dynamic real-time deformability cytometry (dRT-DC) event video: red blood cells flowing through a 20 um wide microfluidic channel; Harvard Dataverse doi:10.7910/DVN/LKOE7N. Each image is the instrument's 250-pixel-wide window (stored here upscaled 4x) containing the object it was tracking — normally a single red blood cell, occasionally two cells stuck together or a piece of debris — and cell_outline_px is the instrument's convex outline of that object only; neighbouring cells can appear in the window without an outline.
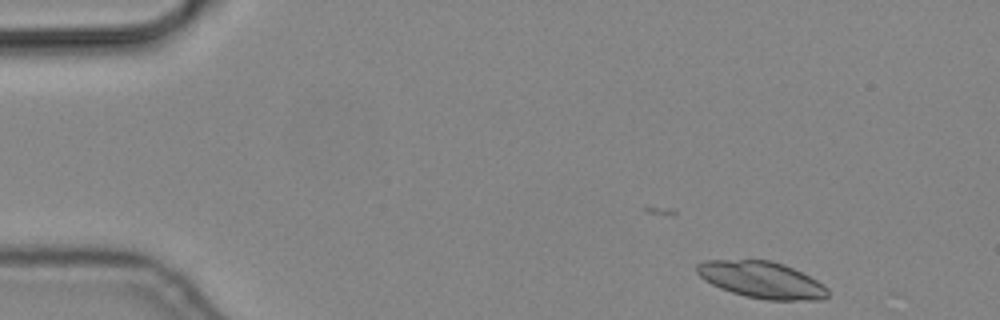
{"species": "common noctule bat (a hibernating species)", "species_latin": "Nyctalus noctula", "temperature_condition": "cold", "stored_images_in_passage": 5, "camera_frame_rate_fps": 3000, "um_per_image_px": 0.085, "animal": {"sex": "male", "body_mass_g": 19.2, "forearm_length_mm": 51.8}, "frame": {"image": 1, "passage_image": 1, "time_ms": 0.0, "image_size_px": [1000, 320], "cell_outline_px": [[828, 296], [820, 300], [768, 300], [744, 296], [720, 288], [704, 280], [696, 272], [696, 264], [704, 260], [772, 260], [784, 264], [816, 280], [828, 288]], "centroid_in_image_um": [64.72, 23.78], "position_along_channel_um": 20.3, "area_um2": 27.92}}
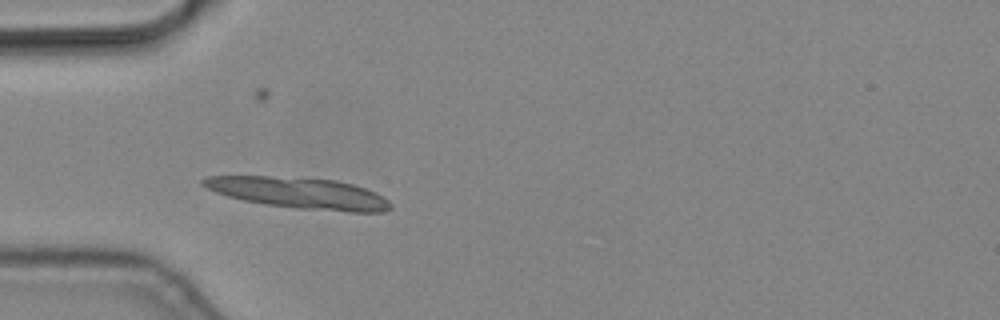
{"frame": {"image": 2, "passage_image": 4, "time_ms": 1.0, "image_size_px": [1000, 320], "cell_outline_px": [[392, 208], [384, 212], [348, 212], [300, 208], [264, 204], [244, 200], [228, 196], [216, 192], [200, 184], [200, 180], [208, 176], [268, 176], [336, 180], [352, 184], [376, 192], [384, 196], [392, 204]], "centroid_in_image_um": [25.46, 16.41], "position_along_channel_um": 59.5, "area_um2": 33.87}}